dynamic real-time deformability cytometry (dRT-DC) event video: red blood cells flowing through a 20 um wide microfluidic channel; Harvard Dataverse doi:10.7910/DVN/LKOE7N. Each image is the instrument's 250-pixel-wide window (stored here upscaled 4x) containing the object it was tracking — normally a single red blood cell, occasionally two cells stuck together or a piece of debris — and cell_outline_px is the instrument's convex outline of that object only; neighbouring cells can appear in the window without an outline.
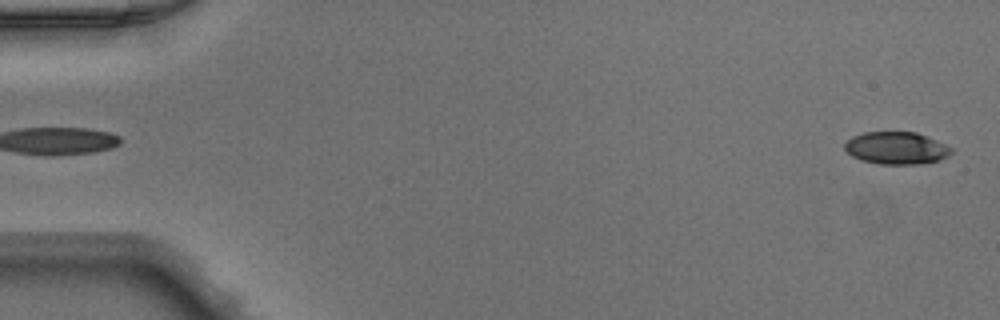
{"species": "Egyptian fruit bat (a non-hibernating species)", "species_latin": "Rousettus aegyptiacus", "temperature_condition": "warm", "stored_images_in_passage": 49, "camera_frame_rate_fps": 3000, "um_per_image_px": 0.085, "animal": {"sex": "male"}, "frame": {"image": 1, "passage_image": 1, "time_ms": 0.0, "image_size_px": [1000, 320], "cell_outline_px": [[952, 152], [948, 156], [940, 160], [920, 164], [880, 164], [860, 160], [852, 156], [844, 148], [844, 144], [852, 136], [864, 132], [916, 132], [936, 140], [952, 148]], "centroid_in_image_um": [76.18, 12.59], "position_along_channel_um": 8.8, "area_um2": 20.11}}
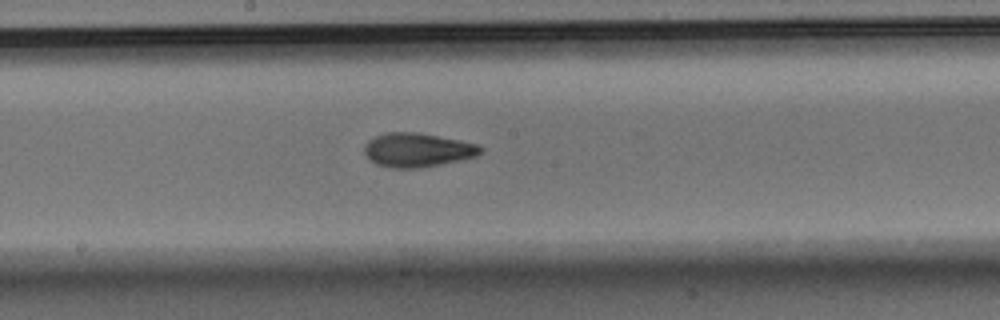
{"frame": {"image": 2, "passage_image": 26, "time_ms": 8.333, "image_size_px": [1000, 320], "cell_outline_px": [[484, 148], [476, 156], [460, 160], [420, 168], [392, 168], [376, 164], [368, 160], [364, 152], [364, 144], [368, 140], [376, 136], [388, 132], [416, 132], [460, 140], [480, 144]], "centroid_in_image_um": [35.46, 12.75], "position_along_channel_um": 212.7, "area_um2": 23.12}}
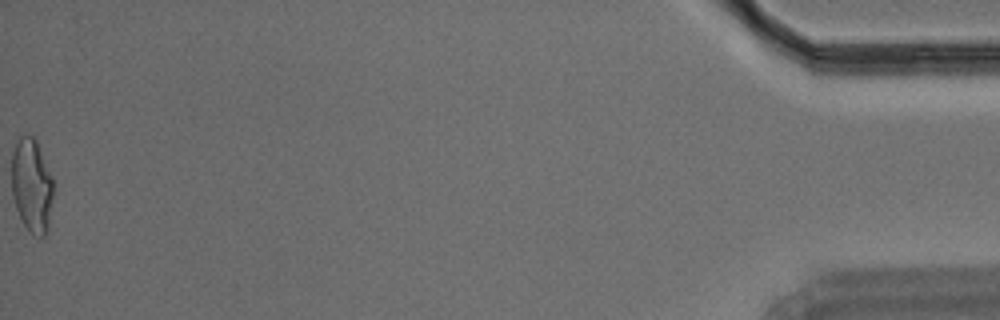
{"frame": {"image": 3, "passage_image": 49, "time_ms": 16.0, "image_size_px": [1000, 320], "cell_outline_px": [[52, 200], [48, 228], [44, 236], [32, 236], [24, 224], [16, 208], [12, 196], [12, 152], [20, 136], [32, 136], [36, 140], [52, 176]], "centroid_in_image_um": [2.69, 15.78], "position_along_channel_um": 432.5, "area_um2": 22.6}}